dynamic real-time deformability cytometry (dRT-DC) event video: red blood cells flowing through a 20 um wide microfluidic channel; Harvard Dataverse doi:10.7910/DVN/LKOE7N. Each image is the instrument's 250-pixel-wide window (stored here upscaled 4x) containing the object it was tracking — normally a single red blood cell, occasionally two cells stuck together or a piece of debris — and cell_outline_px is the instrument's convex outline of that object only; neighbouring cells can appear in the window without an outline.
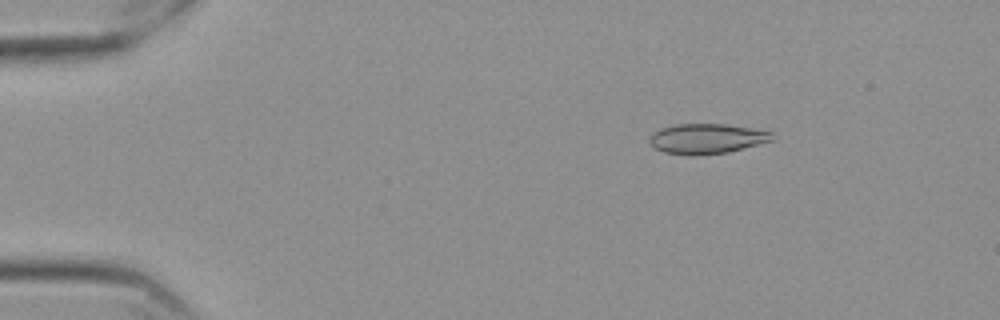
{"species": "Egyptian fruit bat (a non-hibernating species)", "species_latin": "Rousettus aegyptiacus", "temperature_condition": "cold", "stored_images_in_passage": 52, "camera_frame_rate_fps": 3000, "um_per_image_px": 0.085, "frame": {"image": 1, "passage_image": 4, "time_ms": 1.0, "image_size_px": [1000, 320], "cell_outline_px": [[772, 140], [728, 152], [696, 156], [688, 156], [664, 152], [656, 148], [648, 140], [660, 128], [676, 124], [724, 124], [772, 132]], "centroid_in_image_um": [60.04, 11.8], "position_along_channel_um": 25.0, "area_um2": 21.15}}
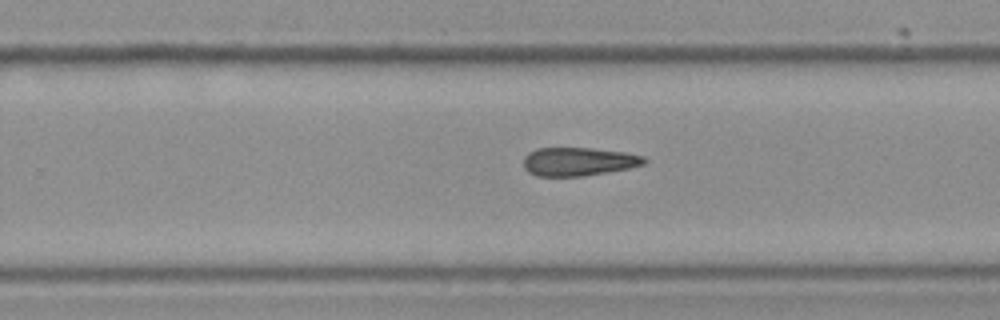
{"frame": {"image": 2, "passage_image": 32, "time_ms": 10.333, "image_size_px": [1000, 320], "cell_outline_px": [[648, 160], [644, 164], [628, 168], [580, 176], [536, 176], [528, 172], [524, 168], [524, 156], [528, 152], [536, 148], [592, 148], [624, 152], [644, 156]], "centroid_in_image_um": [49.14, 13.72], "position_along_channel_um": 280.7, "area_um2": 19.94}}
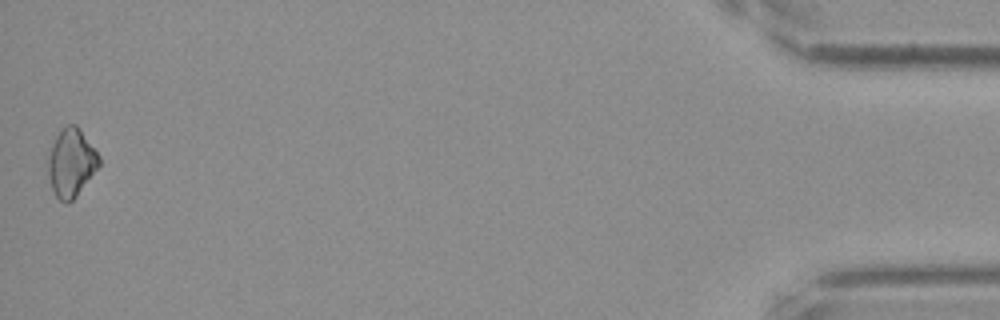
{"frame": {"image": 3, "passage_image": 52, "time_ms": 17.0, "image_size_px": [1000, 320], "cell_outline_px": [[100, 164], [76, 196], [68, 204], [64, 204], [56, 196], [52, 188], [48, 176], [48, 156], [52, 144], [56, 136], [68, 124], [76, 124], [100, 156]], "centroid_in_image_um": [6.04, 13.85], "position_along_channel_um": 429.2, "area_um2": 19.94}}